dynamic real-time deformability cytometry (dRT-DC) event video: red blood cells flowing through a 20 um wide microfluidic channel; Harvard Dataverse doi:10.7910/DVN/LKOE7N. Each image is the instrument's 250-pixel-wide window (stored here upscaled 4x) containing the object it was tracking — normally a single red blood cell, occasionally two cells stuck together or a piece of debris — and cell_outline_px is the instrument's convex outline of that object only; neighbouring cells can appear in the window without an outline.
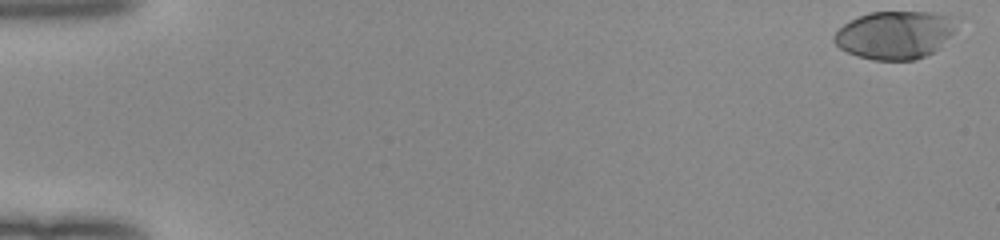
{"species": "human", "species_latin": "Homo sapiens", "temperature_condition": "room temperature", "stored_images_in_passage": 52, "camera_frame_rate_fps": 3000, "um_per_image_px": 0.085, "donor": {"sex": "female"}, "frame": {"image": 1, "passage_image": 1, "time_ms": 0.0, "image_size_px": [1000, 240], "cell_outline_px": [[964, 16], [956, 28], [932, 52], [916, 60], [872, 60], [856, 56], [840, 48], [832, 40], [832, 36], [844, 24], [860, 16], [872, 12], [932, 12]], "centroid_in_image_um": [76.12, 2.94], "position_along_channel_um": 8.9, "area_um2": 34.45}}
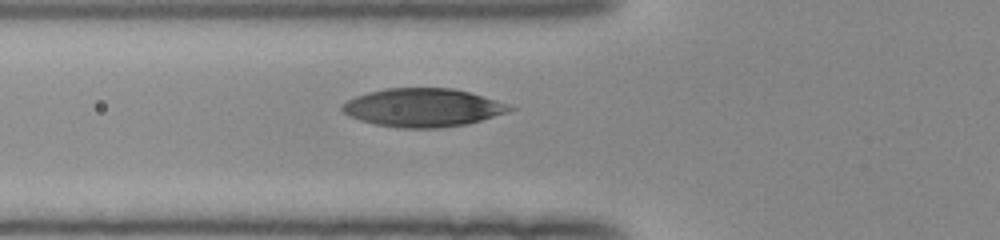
{"frame": {"image": 2, "passage_image": 20, "time_ms": 6.333, "image_size_px": [1000, 240], "cell_outline_px": [[516, 108], [508, 112], [468, 124], [436, 128], [396, 128], [376, 124], [360, 120], [348, 116], [340, 108], [340, 104], [356, 96], [368, 92], [384, 88], [452, 88], [468, 92], [496, 100], [508, 104]], "centroid_in_image_um": [35.91, 9.15], "position_along_channel_um": 89.9, "area_um2": 37.45}}
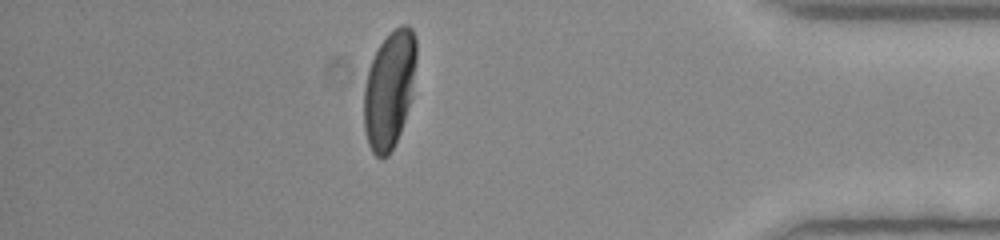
{"frame": {"image": 3, "passage_image": 46, "time_ms": 15.0, "image_size_px": [1000, 240], "cell_outline_px": [[416, 60], [412, 96], [400, 132], [388, 156], [380, 160], [372, 152], [368, 144], [364, 128], [364, 88], [368, 68], [380, 44], [388, 32], [400, 24], [408, 24], [412, 28], [416, 36]], "centroid_in_image_um": [33.1, 7.57], "position_along_channel_um": 402.1, "area_um2": 36.18}, "authors_computed_cell_mechanics": {"area_um2": 36.1828, "velocity_mm_per_s": 3.981, "shape_relaxation_time_tau1_ms": 3.2909, "shape_relaxation_time_tau2_ms": null, "deformation_change_tau1": 0.2097, "deformation_change_tau2": null}}